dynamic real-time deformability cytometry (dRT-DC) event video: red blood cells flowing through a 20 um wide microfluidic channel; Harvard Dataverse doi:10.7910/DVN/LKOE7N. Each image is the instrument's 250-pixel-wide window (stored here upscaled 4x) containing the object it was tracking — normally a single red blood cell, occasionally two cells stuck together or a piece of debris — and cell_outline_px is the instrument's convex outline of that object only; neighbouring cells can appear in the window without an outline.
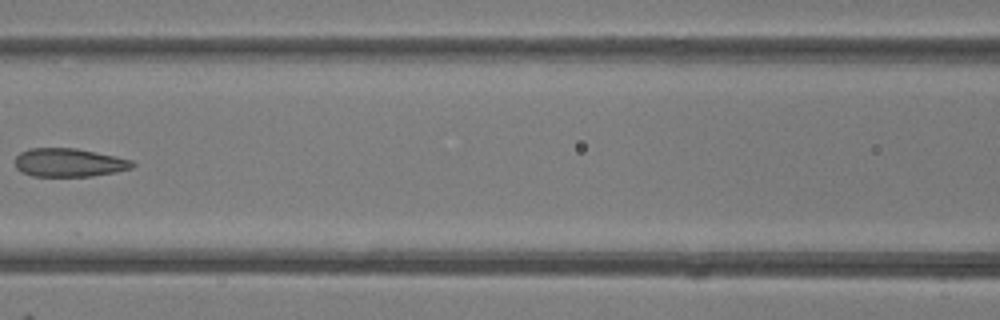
{"species": "common noctule bat (a hibernating species)", "species_latin": "Nyctalus noctula", "temperature_condition": "room temperature", "stored_images_in_passage": 7, "camera_frame_rate_fps": 3000, "um_per_image_px": 0.085, "animal": {"sex": "female"}, "frame": {"image": 1, "passage_image": 7, "time_ms": 7.0, "image_size_px": [1000, 320], "cell_outline_px": [[136, 164], [132, 168], [116, 172], [92, 176], [32, 176], [16, 168], [16, 156], [20, 152], [28, 148], [76, 148], [116, 156], [132, 160]], "centroid_in_image_um": [5.89, 13.81], "position_along_channel_um": 160.7, "area_um2": 19.48}}